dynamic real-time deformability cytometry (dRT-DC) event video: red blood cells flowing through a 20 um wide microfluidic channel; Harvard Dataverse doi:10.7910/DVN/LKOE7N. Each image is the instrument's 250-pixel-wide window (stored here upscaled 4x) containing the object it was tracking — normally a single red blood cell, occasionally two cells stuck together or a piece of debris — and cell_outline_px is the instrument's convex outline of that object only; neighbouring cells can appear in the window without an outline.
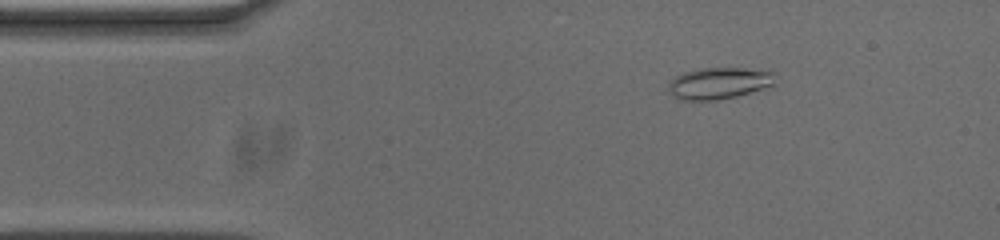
{"species": "common noctule bat (a hibernating species)", "species_latin": "Nyctalus noctula", "temperature_condition": "cold", "stored_images_in_passage": 54, "camera_frame_rate_fps": 3000, "um_per_image_px": 0.085, "animal": {"sex": "male", "body_mass_g": 20.0, "forearm_length_mm": 53.3}, "frame": {"image": 1, "passage_image": 8, "time_ms": 2.333, "image_size_px": [1000, 240], "cell_outline_px": [[772, 84], [736, 96], [716, 100], [680, 100], [668, 88], [668, 84], [676, 76], [684, 72], [700, 68], [744, 68], [772, 72]], "centroid_in_image_um": [61.03, 7.06], "position_along_channel_um": 24.0, "area_um2": 18.96}}
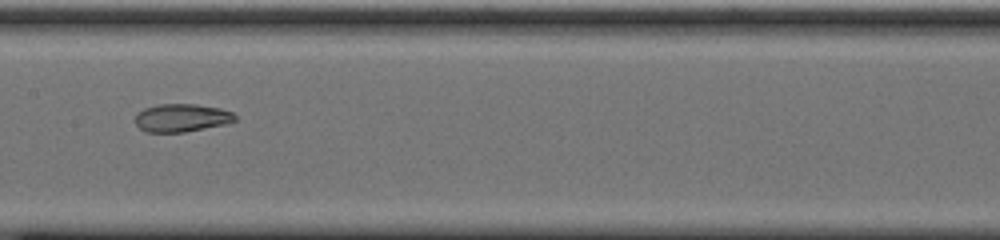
{"frame": {"image": 2, "passage_image": 26, "time_ms": 8.333, "image_size_px": [1000, 240], "cell_outline_px": [[236, 120], [224, 124], [184, 132], [144, 132], [136, 124], [136, 112], [144, 108], [156, 104], [196, 104], [220, 108], [232, 112], [236, 116]], "centroid_in_image_um": [15.41, 10.0], "position_along_channel_um": 192.0, "area_um2": 16.3}}
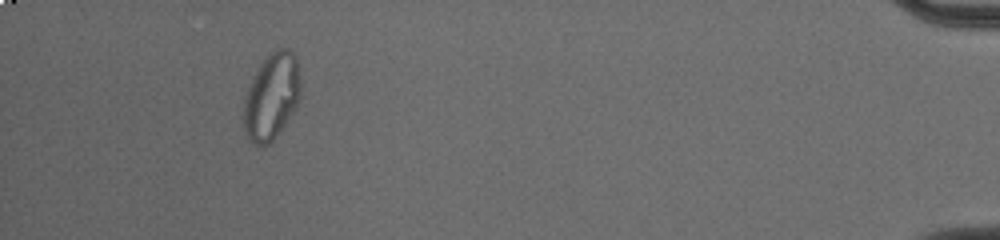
{"frame": {"image": 3, "passage_image": 50, "time_ms": 16.333, "image_size_px": [1000, 240], "cell_outline_px": [[300, 96], [296, 108], [276, 136], [264, 148], [252, 144], [248, 140], [244, 132], [244, 96], [252, 76], [264, 56], [272, 48], [288, 48], [296, 56], [300, 84]], "centroid_in_image_um": [23.06, 8.18], "position_along_channel_um": 412.1, "area_um2": 29.3}, "authors_computed_cell_mechanics": {"area_um2": 18.9584, "velocity_mm_per_s": 3.6965, "shape_relaxation_time_tau1_ms": null, "shape_relaxation_time_tau2_ms": 2.7827, "deformation_change_tau1": null, "deformation_change_tau2": 0.0814}}